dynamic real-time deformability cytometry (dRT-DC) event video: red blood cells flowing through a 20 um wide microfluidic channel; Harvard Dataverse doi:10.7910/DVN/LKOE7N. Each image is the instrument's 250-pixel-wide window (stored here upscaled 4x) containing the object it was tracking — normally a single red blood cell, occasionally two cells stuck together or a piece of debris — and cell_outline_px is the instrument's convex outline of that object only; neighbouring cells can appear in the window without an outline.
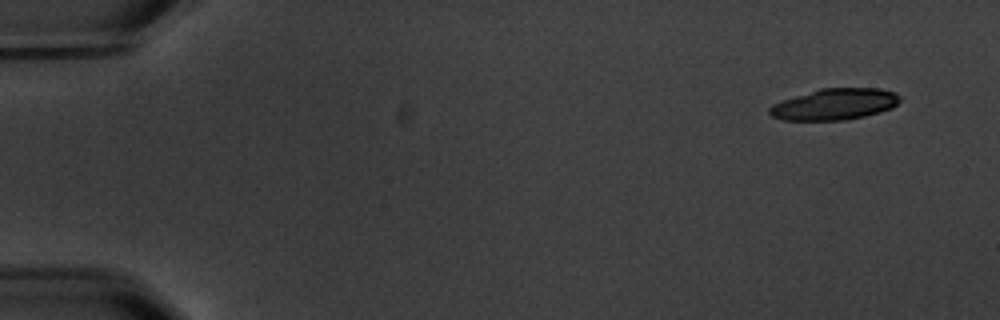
{"species": "common noctule bat (a hibernating species)", "species_latin": "Nyctalus noctula", "temperature_condition": "warm", "stored_images_in_passage": 6, "camera_frame_rate_fps": 3000, "um_per_image_px": 0.085, "animal": {"sex": "male", "body_mass_g": 20.1, "forearm_length_mm": 53.5}, "frame": {"image": 1, "passage_image": 2, "time_ms": 1.0, "image_size_px": [1000, 320], "cell_outline_px": [[900, 100], [892, 108], [880, 112], [848, 120], [784, 120], [772, 116], [768, 112], [768, 108], [772, 104], [820, 88], [880, 88], [896, 92], [900, 96]], "centroid_in_image_um": [70.97, 8.86], "position_along_channel_um": 14.0, "area_um2": 23.76}}